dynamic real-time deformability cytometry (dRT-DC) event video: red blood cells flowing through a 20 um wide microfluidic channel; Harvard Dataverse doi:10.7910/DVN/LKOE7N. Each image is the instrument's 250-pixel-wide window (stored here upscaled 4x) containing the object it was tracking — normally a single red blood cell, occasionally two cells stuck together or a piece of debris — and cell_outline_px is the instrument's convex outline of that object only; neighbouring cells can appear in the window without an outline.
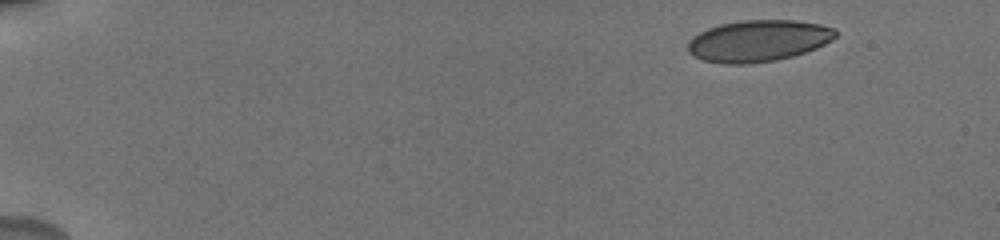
{"species": "human", "species_latin": "Homo sapiens", "temperature_condition": "cold", "stored_images_in_passage": 16, "camera_frame_rate_fps": 3000, "um_per_image_px": 0.085, "donor": {"sex": "male"}, "frame": {"image": 1, "passage_image": 1, "time_ms": 0.0, "image_size_px": [1000, 240], "cell_outline_px": [[836, 36], [832, 40], [816, 48], [792, 56], [776, 60], [748, 64], [724, 64], [704, 60], [688, 52], [688, 40], [692, 36], [708, 28], [720, 24], [740, 20], [796, 20], [820, 24], [836, 28]], "centroid_in_image_um": [64.45, 3.46], "position_along_channel_um": 20.5, "area_um2": 35.84}}
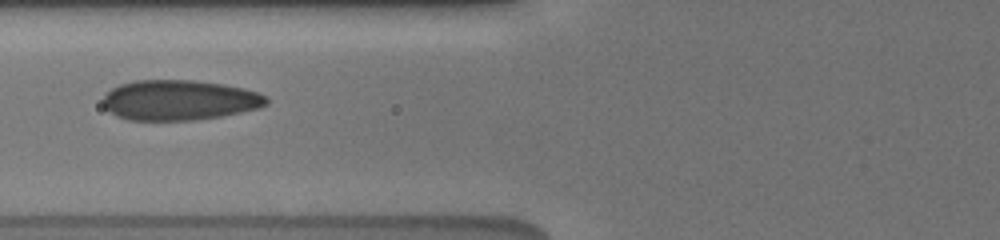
{"frame": {"image": 2, "passage_image": 8, "time_ms": 6.0, "image_size_px": [1000, 240], "cell_outline_px": [[268, 104], [260, 108], [220, 116], [196, 120], [128, 120], [116, 116], [104, 108], [104, 96], [112, 88], [120, 84], [136, 80], [192, 80], [224, 84], [244, 88], [268, 96]], "centroid_in_image_um": [15.25, 8.51], "position_along_channel_um": 110.5, "area_um2": 38.38}}
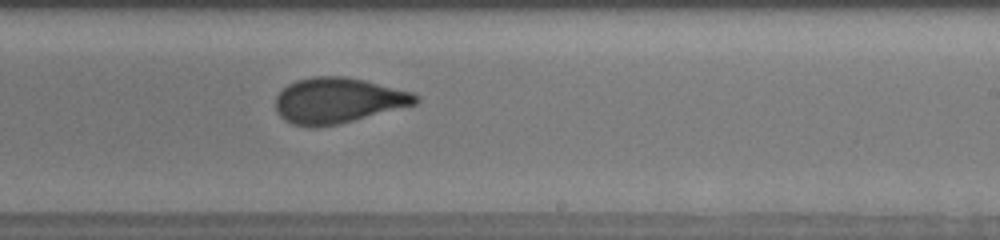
{"frame": {"image": 3, "passage_image": 16, "time_ms": 10.0, "image_size_px": [1000, 240], "cell_outline_px": [[420, 100], [416, 104], [336, 124], [316, 128], [312, 128], [292, 124], [284, 120], [276, 112], [276, 96], [288, 84], [296, 80], [312, 76], [344, 76], [364, 80], [412, 92], [420, 96]], "centroid_in_image_um": [28.7, 8.54], "position_along_channel_um": 260.3, "area_um2": 37.05}}